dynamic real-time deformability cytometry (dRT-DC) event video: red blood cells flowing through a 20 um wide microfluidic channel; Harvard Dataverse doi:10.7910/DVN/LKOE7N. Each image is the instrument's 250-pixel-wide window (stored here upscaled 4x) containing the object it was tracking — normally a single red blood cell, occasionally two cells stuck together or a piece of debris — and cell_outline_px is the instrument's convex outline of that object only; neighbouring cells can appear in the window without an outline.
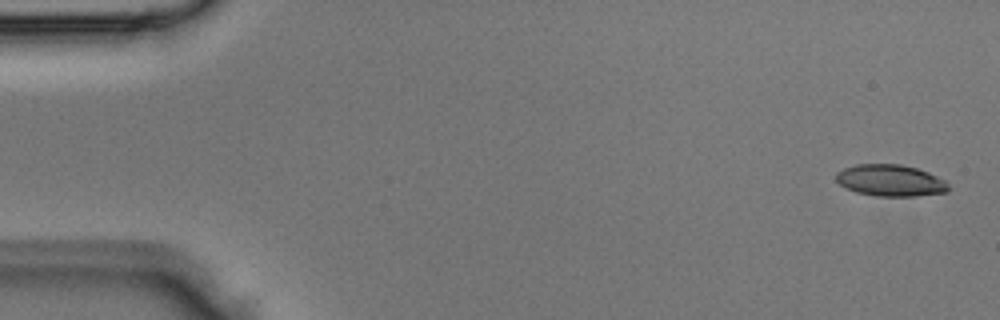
{"species": "Egyptian fruit bat (a non-hibernating species)", "species_latin": "Rousettus aegyptiacus", "temperature_condition": "room temperature", "stored_images_in_passage": 3, "camera_frame_rate_fps": 3000, "um_per_image_px": 0.085, "animal": {"sex": "male"}, "frame": {"image": 1, "passage_image": 1, "time_ms": 0.0, "image_size_px": [1000, 320], "cell_outline_px": [[948, 192], [916, 196], [876, 196], [856, 192], [840, 184], [836, 180], [836, 172], [844, 168], [856, 164], [900, 164], [916, 168], [928, 172], [944, 180], [948, 184]], "centroid_in_image_um": [75.68, 15.34], "position_along_channel_um": 9.3, "area_um2": 20.63}}